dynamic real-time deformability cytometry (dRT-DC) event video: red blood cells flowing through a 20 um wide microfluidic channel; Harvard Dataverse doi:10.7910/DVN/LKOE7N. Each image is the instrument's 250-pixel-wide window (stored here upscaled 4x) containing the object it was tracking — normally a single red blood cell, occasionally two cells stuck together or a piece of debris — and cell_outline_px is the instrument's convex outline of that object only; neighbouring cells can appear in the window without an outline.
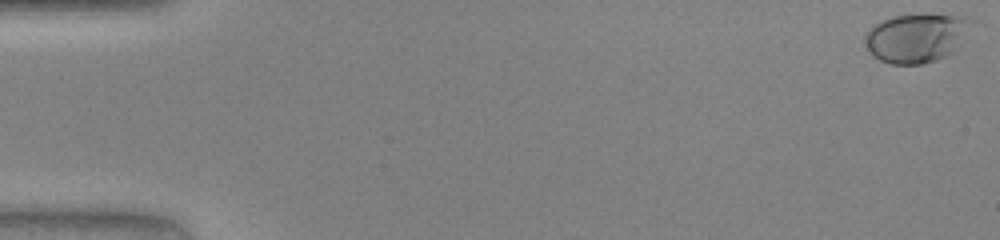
{"species": "human", "species_latin": "Homo sapiens", "temperature_condition": "warm", "stored_images_in_passage": 48, "camera_frame_rate_fps": 3000, "um_per_image_px": 0.085, "donor": {"sex": "female"}, "frame": {"image": 1, "passage_image": 1, "time_ms": 0.0, "image_size_px": [1000, 240], "cell_outline_px": [[984, 24], [952, 52], [936, 60], [920, 64], [888, 64], [872, 56], [868, 52], [864, 40], [864, 32], [880, 20], [892, 16], [968, 16], [980, 20]], "centroid_in_image_um": [78.04, 3.21], "position_along_channel_um": 7.0, "area_um2": 31.5}}
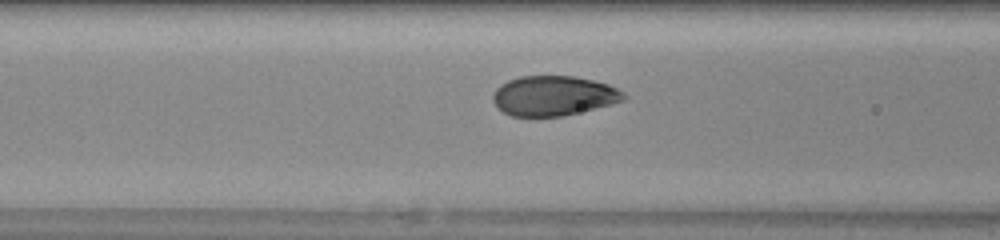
{"frame": {"image": 2, "passage_image": 20, "time_ms": 6.333, "image_size_px": [1000, 240], "cell_outline_px": [[628, 96], [624, 100], [612, 104], [560, 116], [512, 116], [504, 112], [492, 100], [492, 96], [496, 88], [500, 84], [508, 80], [520, 76], [572, 76], [592, 80], [608, 84], [624, 92]], "centroid_in_image_um": [47.05, 8.13], "position_along_channel_um": 119.5, "area_um2": 30.17}}
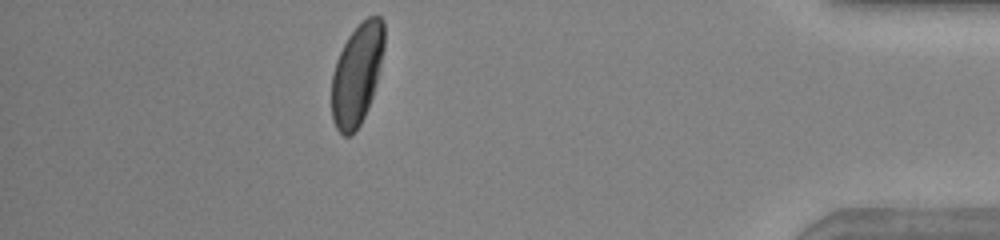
{"frame": {"image": 3, "passage_image": 43, "time_ms": 14.0, "image_size_px": [1000, 240], "cell_outline_px": [[384, 48], [372, 96], [368, 108], [360, 124], [348, 136], [344, 136], [336, 128], [332, 120], [332, 72], [336, 60], [348, 36], [368, 16], [380, 16], [384, 20]], "centroid_in_image_um": [30.33, 6.3], "position_along_channel_um": 404.9, "area_um2": 30.58}}